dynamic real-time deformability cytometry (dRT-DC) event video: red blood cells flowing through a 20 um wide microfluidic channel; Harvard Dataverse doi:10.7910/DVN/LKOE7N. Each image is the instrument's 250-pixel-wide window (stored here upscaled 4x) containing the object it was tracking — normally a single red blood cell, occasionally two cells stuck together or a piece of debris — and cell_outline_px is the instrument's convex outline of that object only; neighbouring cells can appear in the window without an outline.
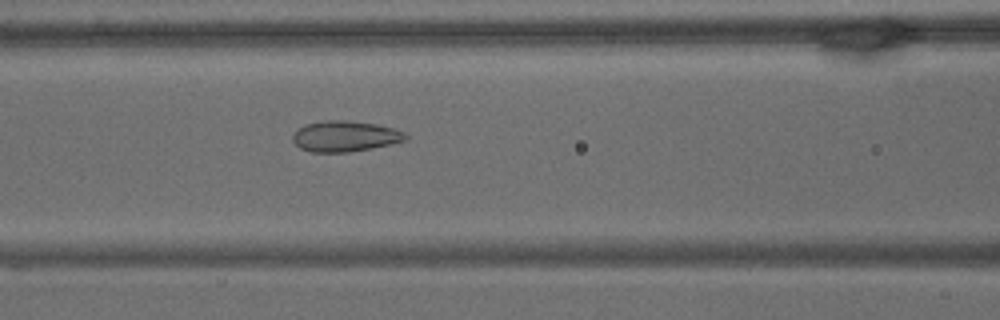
{"species": "common noctule bat (a hibernating species)", "species_latin": "Nyctalus noctula", "temperature_condition": "warm", "stored_images_in_passage": 62, "camera_frame_rate_fps": 3000, "um_per_image_px": 0.085, "animal": {"sex": "male", "body_mass_g": 15.6}, "frame": {"image": 1, "passage_image": 26, "time_ms": 8.333, "image_size_px": [1000, 320], "cell_outline_px": [[408, 136], [404, 140], [372, 148], [348, 152], [312, 152], [300, 148], [292, 140], [292, 136], [304, 124], [324, 120], [344, 120], [376, 124], [392, 128], [404, 132]], "centroid_in_image_um": [29.29, 11.58], "position_along_channel_um": 137.3, "area_um2": 20.0}}
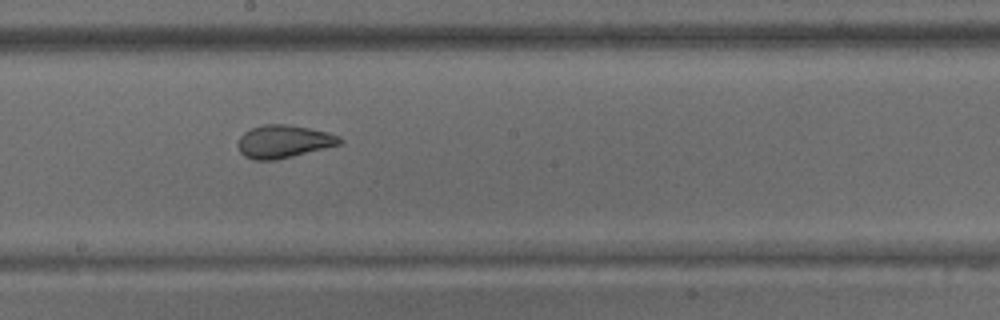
{"frame": {"image": 2, "passage_image": 34, "time_ms": 11.0, "image_size_px": [1000, 320], "cell_outline_px": [[344, 140], [340, 144], [276, 160], [252, 160], [244, 156], [240, 152], [236, 144], [240, 136], [244, 132], [252, 128], [264, 124], [288, 124], [328, 132], [340, 136]], "centroid_in_image_um": [24.08, 12.02], "position_along_channel_um": 224.1, "area_um2": 19.54}}
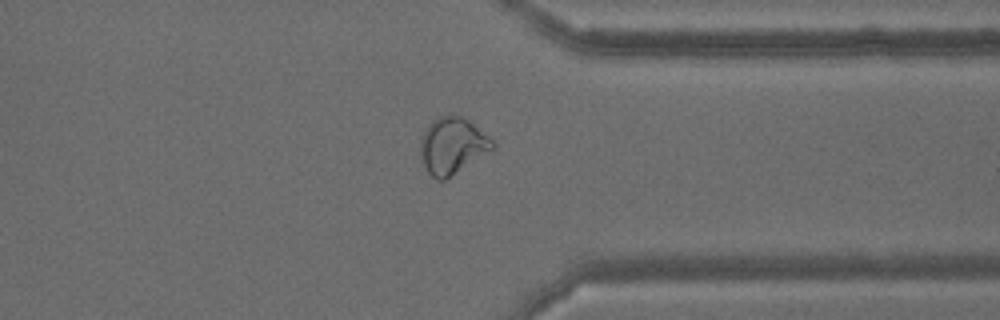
{"frame": {"image": 3, "passage_image": 48, "time_ms": 15.667, "image_size_px": [1000, 320], "cell_outline_px": [[496, 148], [444, 180], [436, 180], [428, 172], [420, 156], [420, 140], [428, 124], [432, 120], [440, 116], [452, 112], [468, 120], [488, 136], [496, 144]], "centroid_in_image_um": [38.45, 12.36], "position_along_channel_um": 373.0, "area_um2": 23.81}, "authors_computed_cell_mechanics": {"area_um2": 24.4783, "velocity_mm_per_s": 3.2568, "shape_relaxation_time_tau1_ms": 10.6442, "shape_relaxation_time_tau2_ms": 1.2121, "deformation_change_tau1": 0.2064, "deformation_change_tau2": 0.0676}}